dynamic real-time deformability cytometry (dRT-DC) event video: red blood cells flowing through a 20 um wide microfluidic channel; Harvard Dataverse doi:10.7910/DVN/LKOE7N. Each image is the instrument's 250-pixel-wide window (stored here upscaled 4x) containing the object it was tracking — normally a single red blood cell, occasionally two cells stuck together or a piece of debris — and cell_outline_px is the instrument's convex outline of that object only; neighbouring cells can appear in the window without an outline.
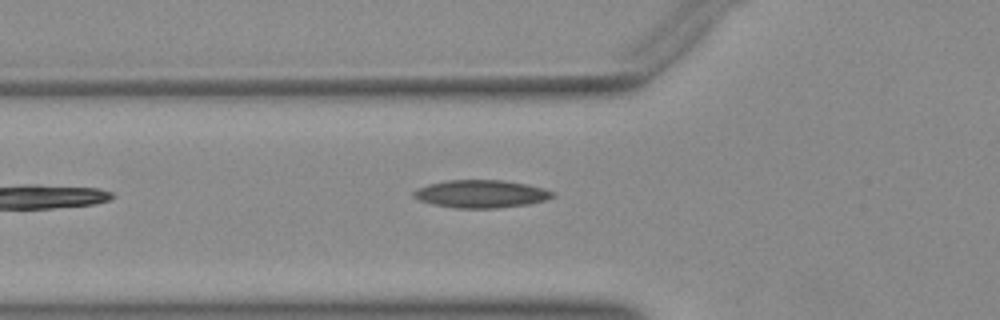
{"species": "Egyptian fruit bat (a non-hibernating species)", "species_latin": "Rousettus aegyptiacus", "temperature_condition": "warm", "stored_images_in_passage": 31, "camera_frame_rate_fps": 3000, "um_per_image_px": 0.085, "animal": {"sex": "female"}, "frame": {"image": 1, "passage_image": 3, "time_ms": 0.667, "image_size_px": [1000, 320], "cell_outline_px": [[556, 196], [544, 200], [528, 204], [496, 208], [456, 208], [432, 204], [420, 200], [412, 196], [412, 192], [416, 188], [428, 184], [448, 180], [504, 180], [528, 184], [544, 188], [556, 192]], "centroid_in_image_um": [40.9, 16.47], "position_along_channel_um": 84.9, "area_um2": 22.66}}
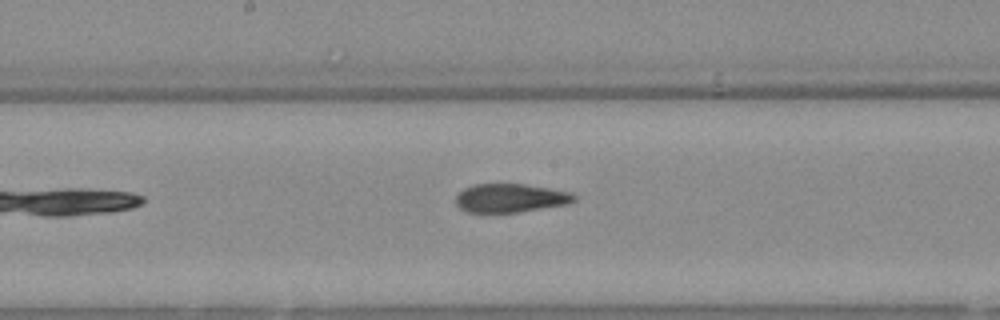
{"frame": {"image": 2, "passage_image": 12, "time_ms": 3.667, "image_size_px": [1000, 320], "cell_outline_px": [[576, 200], [568, 204], [516, 212], [464, 212], [456, 204], [456, 196], [464, 188], [472, 184], [524, 184], [572, 192], [576, 196]], "centroid_in_image_um": [43.38, 16.83], "position_along_channel_um": 204.8, "area_um2": 19.71}}
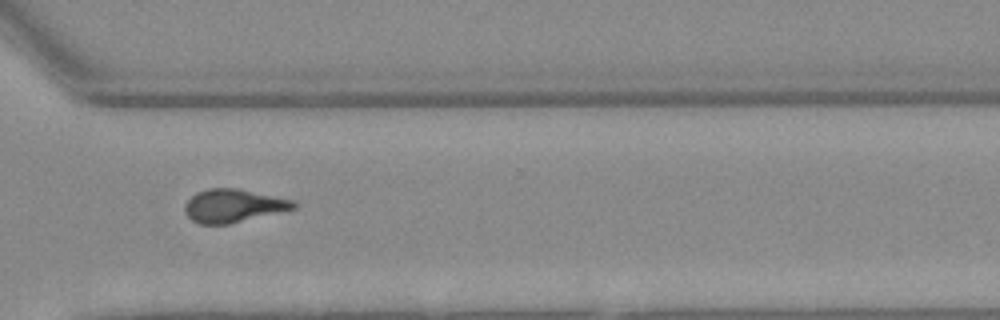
{"frame": {"image": 3, "passage_image": 23, "time_ms": 7.333, "image_size_px": [1000, 320], "cell_outline_px": [[296, 208], [228, 224], [200, 224], [192, 220], [184, 212], [184, 204], [196, 192], [208, 188], [236, 188], [296, 200]], "centroid_in_image_um": [19.82, 17.48], "position_along_channel_um": 350.8, "area_um2": 20.98}}